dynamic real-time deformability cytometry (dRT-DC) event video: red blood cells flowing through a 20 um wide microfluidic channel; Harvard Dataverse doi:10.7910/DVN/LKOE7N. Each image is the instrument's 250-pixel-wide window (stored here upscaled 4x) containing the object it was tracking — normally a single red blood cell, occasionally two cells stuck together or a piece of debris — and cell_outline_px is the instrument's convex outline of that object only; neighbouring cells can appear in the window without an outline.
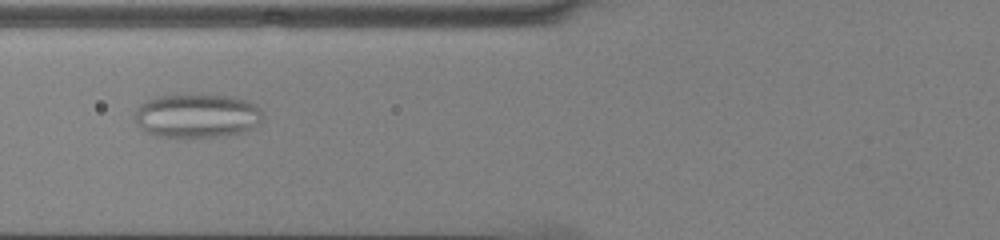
{"species": "common noctule bat (a hibernating species)", "species_latin": "Nyctalus noctula", "temperature_condition": "cold", "stored_images_in_passage": 54, "camera_frame_rate_fps": 3000, "um_per_image_px": 0.085, "animal": {"sex": "male", "body_mass_g": 13.0, "forearm_length_mm": 53.1}, "frame": {"image": 1, "passage_image": 23, "time_ms": 7.333, "image_size_px": [1000, 240], "cell_outline_px": [[264, 116], [252, 128], [244, 132], [220, 136], [156, 136], [140, 128], [136, 124], [136, 108], [140, 104], [156, 96], [188, 92], [200, 92], [232, 96], [248, 100], [256, 104], [260, 108]], "centroid_in_image_um": [16.76, 9.77], "position_along_channel_um": 109.0, "area_um2": 33.52}}
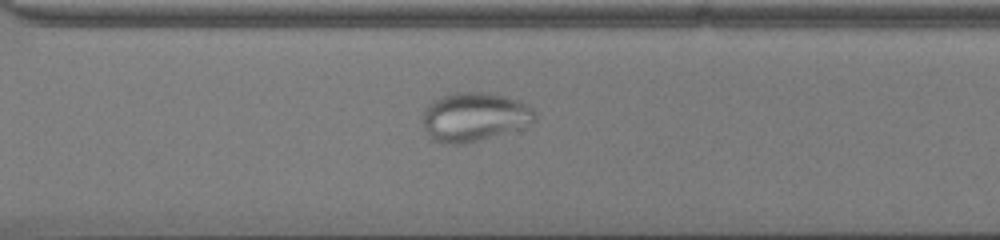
{"frame": {"image": 2, "passage_image": 40, "time_ms": 13.0, "image_size_px": [1000, 240], "cell_outline_px": [[536, 116], [532, 120], [500, 132], [464, 144], [440, 144], [432, 140], [428, 136], [424, 128], [424, 108], [432, 100], [440, 96], [456, 92], [488, 92], [520, 100], [528, 104], [536, 112]], "centroid_in_image_um": [40.21, 9.9], "position_along_channel_um": 330.4, "area_um2": 31.27}}
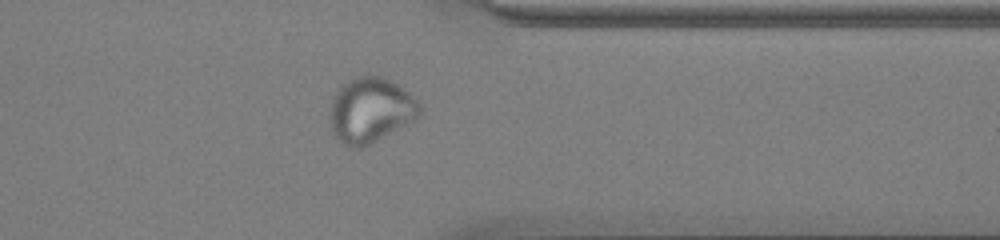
{"frame": {"image": 3, "passage_image": 44, "time_ms": 14.333, "image_size_px": [1000, 240], "cell_outline_px": [[420, 116], [416, 120], [360, 148], [348, 148], [332, 132], [328, 116], [328, 112], [332, 96], [348, 80], [356, 76], [380, 76], [392, 80], [408, 92], [420, 104]], "centroid_in_image_um": [31.47, 9.36], "position_along_channel_um": 379.9, "area_um2": 34.16}}